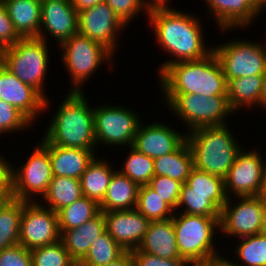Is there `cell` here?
<instances>
[{"label": "cell", "mask_w": 266, "mask_h": 266, "mask_svg": "<svg viewBox=\"0 0 266 266\" xmlns=\"http://www.w3.org/2000/svg\"><path fill=\"white\" fill-rule=\"evenodd\" d=\"M171 0H154L148 20L153 29L157 45L170 55V59L159 64V76L169 65L182 61H197L213 52V44H206L203 24L198 16L170 7ZM205 39V40H204ZM208 45V47H207ZM211 46V47H210ZM172 56V57H171ZM172 58V59H171Z\"/></svg>", "instance_id": "6da1fadb"}, {"label": "cell", "mask_w": 266, "mask_h": 266, "mask_svg": "<svg viewBox=\"0 0 266 266\" xmlns=\"http://www.w3.org/2000/svg\"><path fill=\"white\" fill-rule=\"evenodd\" d=\"M67 92L57 111L51 114L42 140L56 146L97 150L93 107L88 97L84 91Z\"/></svg>", "instance_id": "7a4b0ae2"}, {"label": "cell", "mask_w": 266, "mask_h": 266, "mask_svg": "<svg viewBox=\"0 0 266 266\" xmlns=\"http://www.w3.org/2000/svg\"><path fill=\"white\" fill-rule=\"evenodd\" d=\"M158 79L161 94L227 95L226 77L214 52L201 60L169 65Z\"/></svg>", "instance_id": "3957f363"}, {"label": "cell", "mask_w": 266, "mask_h": 266, "mask_svg": "<svg viewBox=\"0 0 266 266\" xmlns=\"http://www.w3.org/2000/svg\"><path fill=\"white\" fill-rule=\"evenodd\" d=\"M228 124L204 126L186 133L197 170L225 179L243 149Z\"/></svg>", "instance_id": "277c9868"}, {"label": "cell", "mask_w": 266, "mask_h": 266, "mask_svg": "<svg viewBox=\"0 0 266 266\" xmlns=\"http://www.w3.org/2000/svg\"><path fill=\"white\" fill-rule=\"evenodd\" d=\"M173 221L179 254L191 266L206 265L221 254L216 248L220 217L175 212Z\"/></svg>", "instance_id": "5b68a950"}, {"label": "cell", "mask_w": 266, "mask_h": 266, "mask_svg": "<svg viewBox=\"0 0 266 266\" xmlns=\"http://www.w3.org/2000/svg\"><path fill=\"white\" fill-rule=\"evenodd\" d=\"M60 55L70 77L72 87L69 91H85L84 84L97 74L96 71L101 65L107 63V69L113 68L115 55L98 41L91 40L79 33L74 34L68 40L64 41L59 47ZM114 60V61H113ZM104 63V64H103ZM95 73V74H94Z\"/></svg>", "instance_id": "8992f818"}, {"label": "cell", "mask_w": 266, "mask_h": 266, "mask_svg": "<svg viewBox=\"0 0 266 266\" xmlns=\"http://www.w3.org/2000/svg\"><path fill=\"white\" fill-rule=\"evenodd\" d=\"M48 50L47 42L42 39L21 38L0 51V62L21 82L32 86L48 99L44 82L51 60Z\"/></svg>", "instance_id": "52a82bcc"}, {"label": "cell", "mask_w": 266, "mask_h": 266, "mask_svg": "<svg viewBox=\"0 0 266 266\" xmlns=\"http://www.w3.org/2000/svg\"><path fill=\"white\" fill-rule=\"evenodd\" d=\"M163 104L187 127L185 133L204 127L228 124L231 109L227 95L162 94ZM180 118V119H179ZM227 121V122H226Z\"/></svg>", "instance_id": "ba28073f"}, {"label": "cell", "mask_w": 266, "mask_h": 266, "mask_svg": "<svg viewBox=\"0 0 266 266\" xmlns=\"http://www.w3.org/2000/svg\"><path fill=\"white\" fill-rule=\"evenodd\" d=\"M25 160L22 165L18 166L10 162L11 197L26 202H35L46 193L53 177L49 143H45L40 138V142ZM38 195L41 197H36V199L35 196Z\"/></svg>", "instance_id": "9c48e42d"}, {"label": "cell", "mask_w": 266, "mask_h": 266, "mask_svg": "<svg viewBox=\"0 0 266 266\" xmlns=\"http://www.w3.org/2000/svg\"><path fill=\"white\" fill-rule=\"evenodd\" d=\"M95 106V107H94ZM93 106L94 133L96 145L111 147H129L133 145L135 135L142 122L140 113L123 105L101 104ZM140 116V117H139Z\"/></svg>", "instance_id": "30bf717a"}, {"label": "cell", "mask_w": 266, "mask_h": 266, "mask_svg": "<svg viewBox=\"0 0 266 266\" xmlns=\"http://www.w3.org/2000/svg\"><path fill=\"white\" fill-rule=\"evenodd\" d=\"M236 39L213 45V52L220 62L225 77L266 75V51L261 43L241 37Z\"/></svg>", "instance_id": "8fae6325"}, {"label": "cell", "mask_w": 266, "mask_h": 266, "mask_svg": "<svg viewBox=\"0 0 266 266\" xmlns=\"http://www.w3.org/2000/svg\"><path fill=\"white\" fill-rule=\"evenodd\" d=\"M236 199V200H235ZM236 201V202H234ZM263 218V200L260 196L228 198L219 221L221 237L236 239L260 233Z\"/></svg>", "instance_id": "7c38bea8"}, {"label": "cell", "mask_w": 266, "mask_h": 266, "mask_svg": "<svg viewBox=\"0 0 266 266\" xmlns=\"http://www.w3.org/2000/svg\"><path fill=\"white\" fill-rule=\"evenodd\" d=\"M58 213L38 201L23 205L19 244L28 250L43 247L60 240Z\"/></svg>", "instance_id": "4fadbf2b"}, {"label": "cell", "mask_w": 266, "mask_h": 266, "mask_svg": "<svg viewBox=\"0 0 266 266\" xmlns=\"http://www.w3.org/2000/svg\"><path fill=\"white\" fill-rule=\"evenodd\" d=\"M246 148L238 153L235 162L224 179L228 198L259 196L266 159L263 160L261 150ZM245 150V151H244Z\"/></svg>", "instance_id": "5bb4252c"}, {"label": "cell", "mask_w": 266, "mask_h": 266, "mask_svg": "<svg viewBox=\"0 0 266 266\" xmlns=\"http://www.w3.org/2000/svg\"><path fill=\"white\" fill-rule=\"evenodd\" d=\"M124 28L127 26L105 2L78 12V33L100 42L114 55Z\"/></svg>", "instance_id": "9a60e30c"}, {"label": "cell", "mask_w": 266, "mask_h": 266, "mask_svg": "<svg viewBox=\"0 0 266 266\" xmlns=\"http://www.w3.org/2000/svg\"><path fill=\"white\" fill-rule=\"evenodd\" d=\"M0 100H3L22 112L32 123L46 114L52 106L50 99H45L32 86L21 82L0 62ZM46 110V111H45ZM35 120V121H34Z\"/></svg>", "instance_id": "2e32d148"}, {"label": "cell", "mask_w": 266, "mask_h": 266, "mask_svg": "<svg viewBox=\"0 0 266 266\" xmlns=\"http://www.w3.org/2000/svg\"><path fill=\"white\" fill-rule=\"evenodd\" d=\"M46 32V33H45ZM78 33V12L70 0H47L41 2L39 39L47 42V36L61 45Z\"/></svg>", "instance_id": "e0dca14e"}, {"label": "cell", "mask_w": 266, "mask_h": 266, "mask_svg": "<svg viewBox=\"0 0 266 266\" xmlns=\"http://www.w3.org/2000/svg\"><path fill=\"white\" fill-rule=\"evenodd\" d=\"M171 126L162 120L141 122L132 147L152 159L172 153L186 140V134Z\"/></svg>", "instance_id": "ac0fdd59"}, {"label": "cell", "mask_w": 266, "mask_h": 266, "mask_svg": "<svg viewBox=\"0 0 266 266\" xmlns=\"http://www.w3.org/2000/svg\"><path fill=\"white\" fill-rule=\"evenodd\" d=\"M106 230L125 251L138 249L150 225V220L137 209L103 212Z\"/></svg>", "instance_id": "d6986e66"}, {"label": "cell", "mask_w": 266, "mask_h": 266, "mask_svg": "<svg viewBox=\"0 0 266 266\" xmlns=\"http://www.w3.org/2000/svg\"><path fill=\"white\" fill-rule=\"evenodd\" d=\"M208 18H214L218 30L227 31L250 28L258 20L256 0H203ZM212 15V16H211ZM230 29V30H229Z\"/></svg>", "instance_id": "ffe728a7"}, {"label": "cell", "mask_w": 266, "mask_h": 266, "mask_svg": "<svg viewBox=\"0 0 266 266\" xmlns=\"http://www.w3.org/2000/svg\"><path fill=\"white\" fill-rule=\"evenodd\" d=\"M106 230L103 211L85 224L69 230H59L60 240L71 258L78 264L87 254L91 244Z\"/></svg>", "instance_id": "44dd1931"}, {"label": "cell", "mask_w": 266, "mask_h": 266, "mask_svg": "<svg viewBox=\"0 0 266 266\" xmlns=\"http://www.w3.org/2000/svg\"><path fill=\"white\" fill-rule=\"evenodd\" d=\"M138 249L162 259H184L179 254L172 219L151 221Z\"/></svg>", "instance_id": "7402d4cb"}, {"label": "cell", "mask_w": 266, "mask_h": 266, "mask_svg": "<svg viewBox=\"0 0 266 266\" xmlns=\"http://www.w3.org/2000/svg\"><path fill=\"white\" fill-rule=\"evenodd\" d=\"M95 150L69 148L49 143V157L53 176L80 179L89 163L96 156Z\"/></svg>", "instance_id": "603a6c76"}, {"label": "cell", "mask_w": 266, "mask_h": 266, "mask_svg": "<svg viewBox=\"0 0 266 266\" xmlns=\"http://www.w3.org/2000/svg\"><path fill=\"white\" fill-rule=\"evenodd\" d=\"M3 4L21 38L38 37L41 23V1L6 0Z\"/></svg>", "instance_id": "cb8c5ba5"}, {"label": "cell", "mask_w": 266, "mask_h": 266, "mask_svg": "<svg viewBox=\"0 0 266 266\" xmlns=\"http://www.w3.org/2000/svg\"><path fill=\"white\" fill-rule=\"evenodd\" d=\"M265 78L266 75L226 78L228 102L235 113L260 107V92Z\"/></svg>", "instance_id": "d4e9b609"}, {"label": "cell", "mask_w": 266, "mask_h": 266, "mask_svg": "<svg viewBox=\"0 0 266 266\" xmlns=\"http://www.w3.org/2000/svg\"><path fill=\"white\" fill-rule=\"evenodd\" d=\"M139 186L117 170L99 204L100 211L131 210L137 205Z\"/></svg>", "instance_id": "484cf974"}, {"label": "cell", "mask_w": 266, "mask_h": 266, "mask_svg": "<svg viewBox=\"0 0 266 266\" xmlns=\"http://www.w3.org/2000/svg\"><path fill=\"white\" fill-rule=\"evenodd\" d=\"M98 157V158H97ZM106 158L97 155L80 177L82 194L100 204L107 192L113 174L118 170Z\"/></svg>", "instance_id": "4316f807"}, {"label": "cell", "mask_w": 266, "mask_h": 266, "mask_svg": "<svg viewBox=\"0 0 266 266\" xmlns=\"http://www.w3.org/2000/svg\"><path fill=\"white\" fill-rule=\"evenodd\" d=\"M154 176H165L184 184L194 168L191 147L185 140L170 154L153 159Z\"/></svg>", "instance_id": "83f0119b"}, {"label": "cell", "mask_w": 266, "mask_h": 266, "mask_svg": "<svg viewBox=\"0 0 266 266\" xmlns=\"http://www.w3.org/2000/svg\"><path fill=\"white\" fill-rule=\"evenodd\" d=\"M82 196L80 179L53 176L46 193L40 198L42 200L37 201L58 213L61 209L77 201Z\"/></svg>", "instance_id": "f1b7e54d"}, {"label": "cell", "mask_w": 266, "mask_h": 266, "mask_svg": "<svg viewBox=\"0 0 266 266\" xmlns=\"http://www.w3.org/2000/svg\"><path fill=\"white\" fill-rule=\"evenodd\" d=\"M180 193L210 194V200L220 209L227 202L224 179L207 172L191 170L187 181L182 184Z\"/></svg>", "instance_id": "f546056e"}, {"label": "cell", "mask_w": 266, "mask_h": 266, "mask_svg": "<svg viewBox=\"0 0 266 266\" xmlns=\"http://www.w3.org/2000/svg\"><path fill=\"white\" fill-rule=\"evenodd\" d=\"M25 202L10 197L0 207V251L19 244L20 220Z\"/></svg>", "instance_id": "4dcf8cb0"}, {"label": "cell", "mask_w": 266, "mask_h": 266, "mask_svg": "<svg viewBox=\"0 0 266 266\" xmlns=\"http://www.w3.org/2000/svg\"><path fill=\"white\" fill-rule=\"evenodd\" d=\"M236 241L239 242L234 245L236 246V248L234 247L235 250H232L233 256H235L233 258L236 259L237 257V260L232 258L235 264L239 266H266V235L258 233L236 239Z\"/></svg>", "instance_id": "1f68e13d"}, {"label": "cell", "mask_w": 266, "mask_h": 266, "mask_svg": "<svg viewBox=\"0 0 266 266\" xmlns=\"http://www.w3.org/2000/svg\"><path fill=\"white\" fill-rule=\"evenodd\" d=\"M99 212V204L83 195L58 212L59 230H69L81 226Z\"/></svg>", "instance_id": "d6a6232c"}, {"label": "cell", "mask_w": 266, "mask_h": 266, "mask_svg": "<svg viewBox=\"0 0 266 266\" xmlns=\"http://www.w3.org/2000/svg\"><path fill=\"white\" fill-rule=\"evenodd\" d=\"M125 250L105 230L90 246L77 266H105L121 256Z\"/></svg>", "instance_id": "836d02e7"}, {"label": "cell", "mask_w": 266, "mask_h": 266, "mask_svg": "<svg viewBox=\"0 0 266 266\" xmlns=\"http://www.w3.org/2000/svg\"><path fill=\"white\" fill-rule=\"evenodd\" d=\"M129 150V154L123 162V167L117 169L139 187L149 185L151 179L154 177L153 159L138 152L132 146L129 147Z\"/></svg>", "instance_id": "e575fe53"}, {"label": "cell", "mask_w": 266, "mask_h": 266, "mask_svg": "<svg viewBox=\"0 0 266 266\" xmlns=\"http://www.w3.org/2000/svg\"><path fill=\"white\" fill-rule=\"evenodd\" d=\"M135 209L150 221L169 220L175 213L149 185L139 187Z\"/></svg>", "instance_id": "d590c367"}, {"label": "cell", "mask_w": 266, "mask_h": 266, "mask_svg": "<svg viewBox=\"0 0 266 266\" xmlns=\"http://www.w3.org/2000/svg\"><path fill=\"white\" fill-rule=\"evenodd\" d=\"M32 266H77L61 240L31 250Z\"/></svg>", "instance_id": "8d00e7d4"}, {"label": "cell", "mask_w": 266, "mask_h": 266, "mask_svg": "<svg viewBox=\"0 0 266 266\" xmlns=\"http://www.w3.org/2000/svg\"><path fill=\"white\" fill-rule=\"evenodd\" d=\"M175 212L220 217L221 210L210 200V194L180 193Z\"/></svg>", "instance_id": "74e56055"}, {"label": "cell", "mask_w": 266, "mask_h": 266, "mask_svg": "<svg viewBox=\"0 0 266 266\" xmlns=\"http://www.w3.org/2000/svg\"><path fill=\"white\" fill-rule=\"evenodd\" d=\"M32 122L16 107L0 100V136L2 134H17L31 128ZM16 132V133H14Z\"/></svg>", "instance_id": "f35d334b"}, {"label": "cell", "mask_w": 266, "mask_h": 266, "mask_svg": "<svg viewBox=\"0 0 266 266\" xmlns=\"http://www.w3.org/2000/svg\"><path fill=\"white\" fill-rule=\"evenodd\" d=\"M154 0H104V2L115 12L121 21L128 27L138 15L148 12ZM141 13V14H140ZM130 22V23H129Z\"/></svg>", "instance_id": "ab89813d"}, {"label": "cell", "mask_w": 266, "mask_h": 266, "mask_svg": "<svg viewBox=\"0 0 266 266\" xmlns=\"http://www.w3.org/2000/svg\"><path fill=\"white\" fill-rule=\"evenodd\" d=\"M149 186L165 201L174 211L177 208L182 183L165 176H154Z\"/></svg>", "instance_id": "60d3db41"}, {"label": "cell", "mask_w": 266, "mask_h": 266, "mask_svg": "<svg viewBox=\"0 0 266 266\" xmlns=\"http://www.w3.org/2000/svg\"><path fill=\"white\" fill-rule=\"evenodd\" d=\"M0 266H32L31 251L20 244L3 249Z\"/></svg>", "instance_id": "b9f144b4"}, {"label": "cell", "mask_w": 266, "mask_h": 266, "mask_svg": "<svg viewBox=\"0 0 266 266\" xmlns=\"http://www.w3.org/2000/svg\"><path fill=\"white\" fill-rule=\"evenodd\" d=\"M133 266H191L185 259H162L135 249L131 251Z\"/></svg>", "instance_id": "7bdbcfd3"}, {"label": "cell", "mask_w": 266, "mask_h": 266, "mask_svg": "<svg viewBox=\"0 0 266 266\" xmlns=\"http://www.w3.org/2000/svg\"><path fill=\"white\" fill-rule=\"evenodd\" d=\"M20 39L21 37L17 34L5 5L0 2V51L12 46Z\"/></svg>", "instance_id": "ee69618b"}, {"label": "cell", "mask_w": 266, "mask_h": 266, "mask_svg": "<svg viewBox=\"0 0 266 266\" xmlns=\"http://www.w3.org/2000/svg\"><path fill=\"white\" fill-rule=\"evenodd\" d=\"M0 191H10V161L0 154Z\"/></svg>", "instance_id": "f6af8a7d"}, {"label": "cell", "mask_w": 266, "mask_h": 266, "mask_svg": "<svg viewBox=\"0 0 266 266\" xmlns=\"http://www.w3.org/2000/svg\"><path fill=\"white\" fill-rule=\"evenodd\" d=\"M105 266H133L131 251H125L121 256Z\"/></svg>", "instance_id": "bcb514c9"}, {"label": "cell", "mask_w": 266, "mask_h": 266, "mask_svg": "<svg viewBox=\"0 0 266 266\" xmlns=\"http://www.w3.org/2000/svg\"><path fill=\"white\" fill-rule=\"evenodd\" d=\"M71 5L80 12L84 9L91 8L99 3L104 2V0H70Z\"/></svg>", "instance_id": "7dc6e473"}, {"label": "cell", "mask_w": 266, "mask_h": 266, "mask_svg": "<svg viewBox=\"0 0 266 266\" xmlns=\"http://www.w3.org/2000/svg\"><path fill=\"white\" fill-rule=\"evenodd\" d=\"M226 254H220L214 257L210 262H208L205 266H239L235 264L231 259L224 257Z\"/></svg>", "instance_id": "c3c4849f"}, {"label": "cell", "mask_w": 266, "mask_h": 266, "mask_svg": "<svg viewBox=\"0 0 266 266\" xmlns=\"http://www.w3.org/2000/svg\"><path fill=\"white\" fill-rule=\"evenodd\" d=\"M260 107L266 111V78L263 81L260 92Z\"/></svg>", "instance_id": "681fc988"}, {"label": "cell", "mask_w": 266, "mask_h": 266, "mask_svg": "<svg viewBox=\"0 0 266 266\" xmlns=\"http://www.w3.org/2000/svg\"><path fill=\"white\" fill-rule=\"evenodd\" d=\"M259 196L261 197L263 201H266V165L264 168L263 183H262V188H261Z\"/></svg>", "instance_id": "f907efd6"}, {"label": "cell", "mask_w": 266, "mask_h": 266, "mask_svg": "<svg viewBox=\"0 0 266 266\" xmlns=\"http://www.w3.org/2000/svg\"><path fill=\"white\" fill-rule=\"evenodd\" d=\"M260 233L266 235V201H263V218Z\"/></svg>", "instance_id": "816d5d0a"}, {"label": "cell", "mask_w": 266, "mask_h": 266, "mask_svg": "<svg viewBox=\"0 0 266 266\" xmlns=\"http://www.w3.org/2000/svg\"><path fill=\"white\" fill-rule=\"evenodd\" d=\"M256 5H257V14L261 16L264 10H266V0H256Z\"/></svg>", "instance_id": "f5cc1de1"}, {"label": "cell", "mask_w": 266, "mask_h": 266, "mask_svg": "<svg viewBox=\"0 0 266 266\" xmlns=\"http://www.w3.org/2000/svg\"><path fill=\"white\" fill-rule=\"evenodd\" d=\"M11 197V191H0V207Z\"/></svg>", "instance_id": "db71d44e"}, {"label": "cell", "mask_w": 266, "mask_h": 266, "mask_svg": "<svg viewBox=\"0 0 266 266\" xmlns=\"http://www.w3.org/2000/svg\"><path fill=\"white\" fill-rule=\"evenodd\" d=\"M261 45L264 48V50L266 51V44L265 43H261Z\"/></svg>", "instance_id": "11a10c76"}]
</instances>
